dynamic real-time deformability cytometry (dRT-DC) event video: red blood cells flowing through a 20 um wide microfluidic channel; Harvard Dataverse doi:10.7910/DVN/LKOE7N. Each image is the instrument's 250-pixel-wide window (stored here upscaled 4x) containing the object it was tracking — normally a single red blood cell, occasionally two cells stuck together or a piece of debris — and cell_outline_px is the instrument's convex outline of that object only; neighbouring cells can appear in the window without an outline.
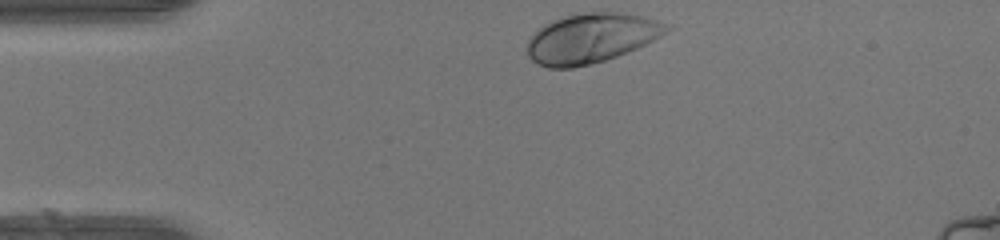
{"species": "human", "species_latin": "Homo sapiens", "temperature_condition": "warm", "stored_images_in_passage": 31, "camera_frame_rate_fps": 3000, "um_per_image_px": 0.085, "donor": {"sex": "female"}, "frame": {"image": 1, "passage_image": 1, "time_ms": 0.0, "image_size_px": [1000, 240], "cell_outline_px": [[672, 28], [660, 36], [636, 48], [616, 56], [604, 60], [572, 68], [548, 68], [536, 64], [528, 56], [524, 48], [528, 40], [544, 24], [560, 16], [592, 12], [612, 12], [640, 16], [656, 20], [668, 24]], "centroid_in_image_um": [50.18, 3.25], "position_along_channel_um": 34.8, "area_um2": 40.06}}
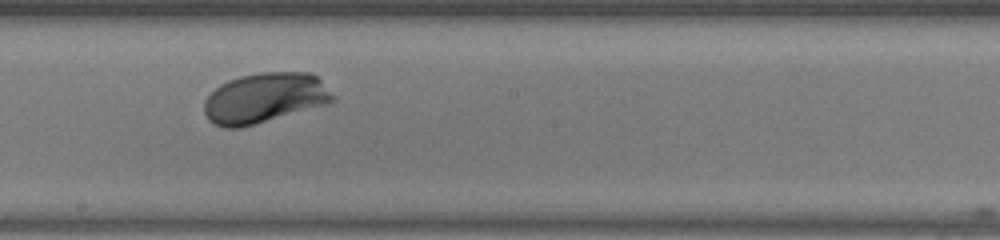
{"frame": {"image": 2, "passage_image": 18, "time_ms": 5.667, "image_size_px": [1000, 240], "cell_outline_px": [[336, 100], [324, 104], [256, 124], [240, 128], [224, 128], [212, 124], [208, 120], [204, 112], [204, 100], [220, 84], [228, 80], [240, 76], [260, 72], [312, 72], [336, 96]], "centroid_in_image_um": [22.47, 8.33], "position_along_channel_um": 225.7, "area_um2": 37.57}}
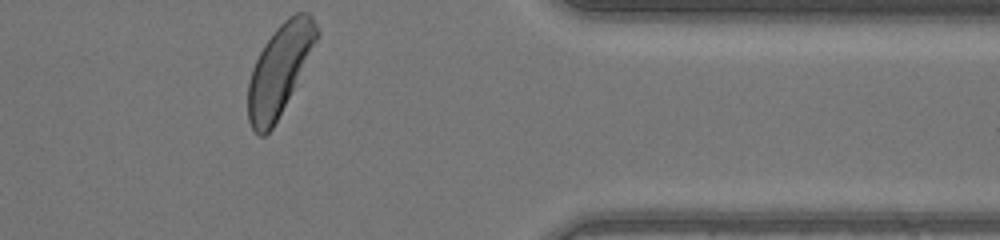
{"frame": {"image": 3, "passage_image": 31, "time_ms": 10.0, "image_size_px": [1000, 240], "cell_outline_px": [[320, 32], [272, 128], [264, 136], [260, 136], [252, 128], [248, 120], [248, 84], [252, 68], [264, 44], [276, 28], [288, 16], [296, 12], [308, 12], [312, 16]], "centroid_in_image_um": [23.72, 5.88], "position_along_channel_um": 387.7, "area_um2": 34.8}, "authors_computed_cell_mechanics": {"area_um2": 37.1654, "velocity_mm_per_s": 4.1654, "shape_relaxation_time_tau1_ms": 0.9984, "shape_relaxation_time_tau2_ms": null, "deformation_change_tau1": 0.1394, "deformation_change_tau2": null}}